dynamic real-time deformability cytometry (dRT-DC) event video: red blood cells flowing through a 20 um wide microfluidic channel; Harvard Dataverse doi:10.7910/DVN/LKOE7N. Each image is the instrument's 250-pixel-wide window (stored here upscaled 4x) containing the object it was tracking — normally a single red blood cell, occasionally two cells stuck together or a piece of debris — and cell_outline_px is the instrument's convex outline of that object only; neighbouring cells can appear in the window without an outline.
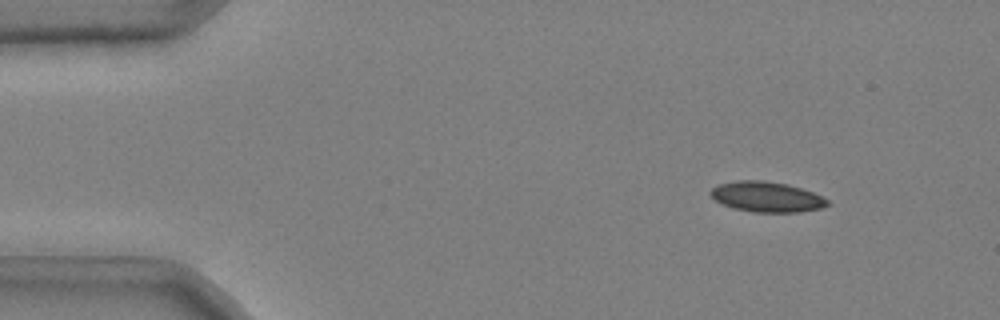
{"species": "common noctule bat (a hibernating species)", "species_latin": "Nyctalus noctula", "temperature_condition": "cold", "stored_images_in_passage": 46, "camera_frame_rate_fps": 3000, "um_per_image_px": 0.085, "animal": {"sex": "male", "body_mass_g": 20.4}, "frame": {"image": 1, "passage_image": 1, "time_ms": 0.0, "image_size_px": [1000, 320], "cell_outline_px": [[832, 204], [820, 208], [800, 212], [752, 212], [736, 208], [724, 204], [716, 200], [708, 192], [716, 184], [736, 180], [764, 180], [788, 184], [812, 192], [828, 200]], "centroid_in_image_um": [65.16, 16.72], "position_along_channel_um": 19.8, "area_um2": 20.63}}
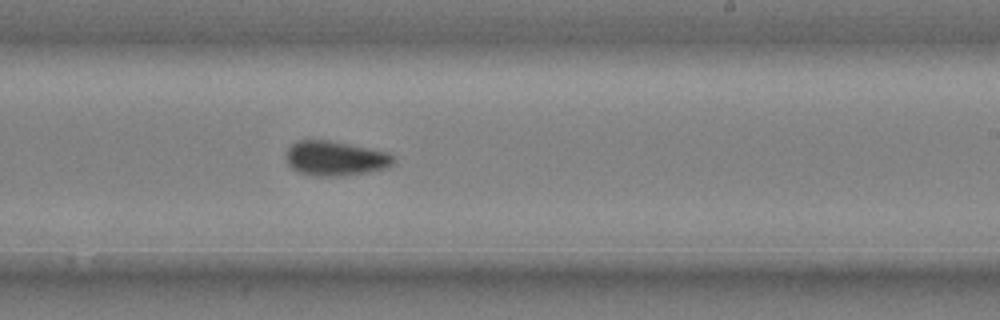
{"frame": {"image": 2, "passage_image": 27, "time_ms": 8.667, "image_size_px": [1000, 320], "cell_outline_px": [[396, 160], [388, 168], [368, 172], [344, 176], [316, 176], [300, 172], [292, 168], [288, 164], [284, 156], [288, 148], [296, 140], [328, 140], [388, 152]], "centroid_in_image_um": [28.49, 13.47], "position_along_channel_um": 260.5, "area_um2": 21.79}}
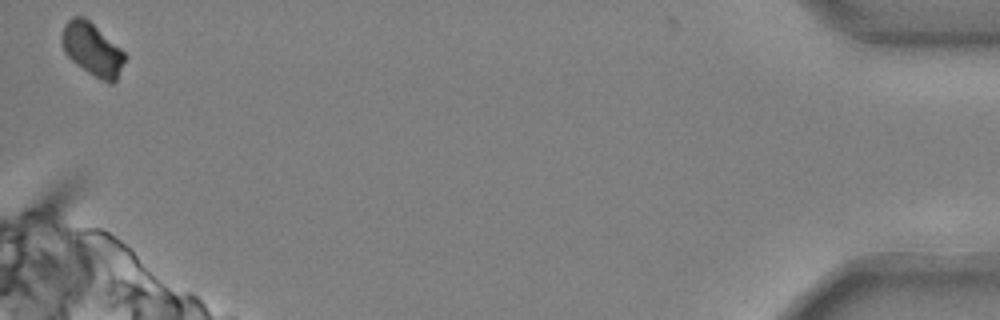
{"frame": {"image": 3, "passage_image": 46, "time_ms": 15.0, "image_size_px": [1000, 320], "cell_outline_px": [[128, 56], [116, 80], [112, 84], [108, 84], [88, 72], [72, 60], [64, 52], [60, 40], [60, 36], [64, 24], [68, 20], [76, 16], [84, 16], [120, 48]], "centroid_in_image_um": [7.84, 4.2], "position_along_channel_um": 427.4, "area_um2": 19.36}, "authors_computed_cell_mechanics": {"area_um2": 20.9814, "velocity_mm_per_s": 3.7176, "shape_relaxation_time_tau1_ms": null, "shape_relaxation_time_tau2_ms": 7.6642, "deformation_change_tau1": null, "deformation_change_tau2": 0.1049}}